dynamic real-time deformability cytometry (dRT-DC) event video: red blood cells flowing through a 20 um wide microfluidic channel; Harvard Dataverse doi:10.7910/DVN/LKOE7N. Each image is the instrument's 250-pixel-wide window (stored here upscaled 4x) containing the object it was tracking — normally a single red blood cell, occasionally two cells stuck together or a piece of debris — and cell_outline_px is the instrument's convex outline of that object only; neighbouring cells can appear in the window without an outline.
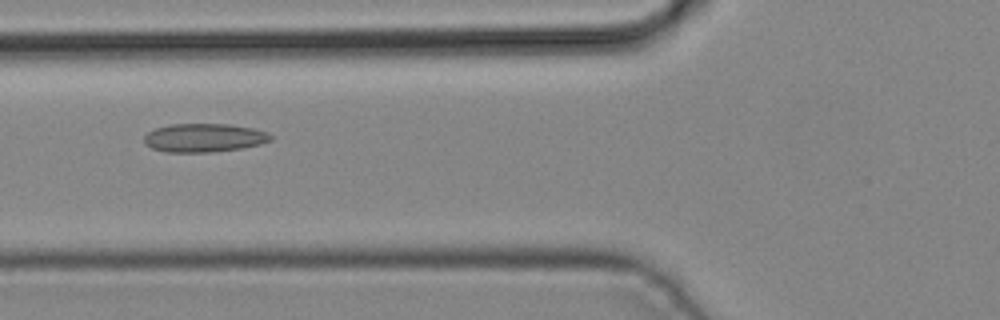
{"species": "common noctule bat (a hibernating species)", "species_latin": "Nyctalus noctula", "temperature_condition": "cold", "stored_images_in_passage": 4, "camera_frame_rate_fps": 3000, "um_per_image_px": 0.085, "animal": {"sex": "male", "body_mass_g": 19.2, "forearm_length_mm": 51.8}, "frame": {"image": 1, "passage_image": 4, "time_ms": 1.0, "image_size_px": [1000, 320], "cell_outline_px": [[272, 140], [260, 144], [240, 148], [212, 152], [168, 152], [152, 148], [144, 144], [144, 136], [148, 132], [156, 128], [172, 124], [232, 124], [252, 128], [268, 132], [272, 136]], "centroid_in_image_um": [17.35, 11.71], "position_along_channel_um": 108.4, "area_um2": 21.04}}